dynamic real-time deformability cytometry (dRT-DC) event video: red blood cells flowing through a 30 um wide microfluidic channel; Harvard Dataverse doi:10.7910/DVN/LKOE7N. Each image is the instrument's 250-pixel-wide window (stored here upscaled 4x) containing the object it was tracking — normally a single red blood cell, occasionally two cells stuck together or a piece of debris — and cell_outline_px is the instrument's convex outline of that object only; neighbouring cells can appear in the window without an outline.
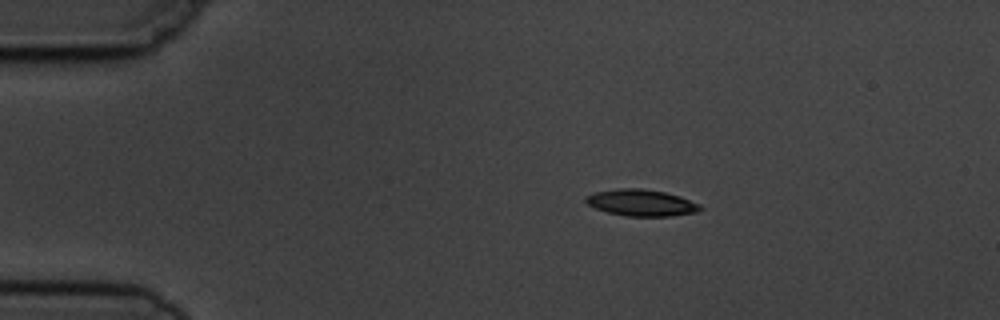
{"species": "common noctule bat (a hibernating species)", "species_latin": "Nyctalus noctula", "temperature_condition": "cold", "stored_images_in_passage": 3, "camera_frame_rate_fps": 3000, "um_per_image_px": 0.085, "animal": {"sex": "male", "body_mass_g": 19.5, "forearm_length_mm": 54.6}, "frame": {"image": 1, "passage_image": 1, "time_ms": 0.0, "image_size_px": [1000, 320], "cell_outline_px": [[704, 208], [696, 212], [672, 216], [624, 216], [608, 212], [596, 208], [588, 204], [584, 200], [584, 196], [592, 192], [620, 188], [640, 188], [664, 192], [680, 196], [700, 204]], "centroid_in_image_um": [54.5, 17.23], "position_along_channel_um": 30.5, "area_um2": 17.8}}
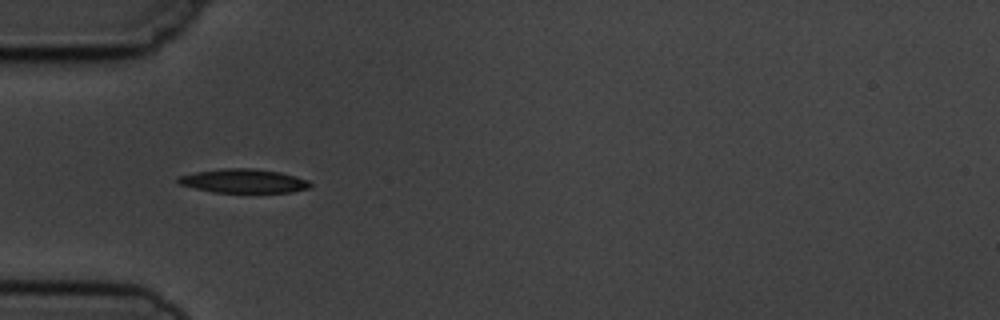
{"frame": {"image": 2, "passage_image": 3, "time_ms": 2.333, "image_size_px": [1000, 320], "cell_outline_px": [[312, 184], [308, 188], [292, 192], [212, 192], [180, 184], [176, 180], [176, 176], [196, 172], [220, 168], [252, 168], [280, 172], [296, 176], [308, 180]], "centroid_in_image_um": [20.69, 15.37], "position_along_channel_um": 64.3, "area_um2": 18.38}}